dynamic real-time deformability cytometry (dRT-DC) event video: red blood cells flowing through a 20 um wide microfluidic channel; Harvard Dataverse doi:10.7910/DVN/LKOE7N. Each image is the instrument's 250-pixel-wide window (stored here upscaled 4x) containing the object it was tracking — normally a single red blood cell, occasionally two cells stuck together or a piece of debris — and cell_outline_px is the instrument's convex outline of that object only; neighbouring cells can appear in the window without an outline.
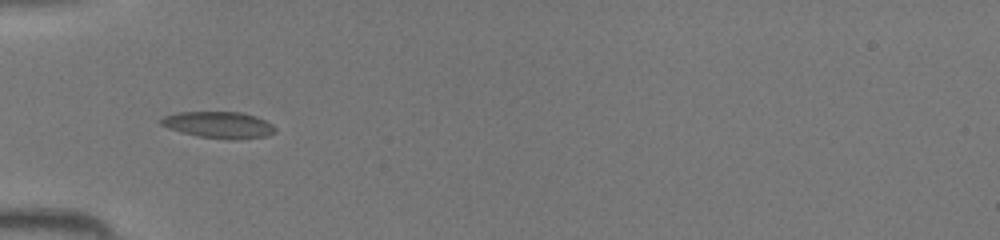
{"species": "common noctule bat (a hibernating species)", "species_latin": "Nyctalus noctula", "temperature_condition": "room temperature", "stored_images_in_passage": 15, "camera_frame_rate_fps": 3000, "um_per_image_px": 0.085, "animal": {"sex": "female", "body_mass_g": 19.5, "forearm_length_mm": 54.1}, "frame": {"image": 1, "passage_image": 3, "time_ms": 0.667, "image_size_px": [1000, 240], "cell_outline_px": [[276, 132], [268, 136], [236, 140], [200, 136], [180, 132], [168, 128], [160, 124], [160, 120], [164, 116], [176, 112], [240, 112], [256, 116], [272, 124], [276, 128]], "centroid_in_image_um": [18.62, 10.61], "position_along_channel_um": 66.4, "area_um2": 17.69}}
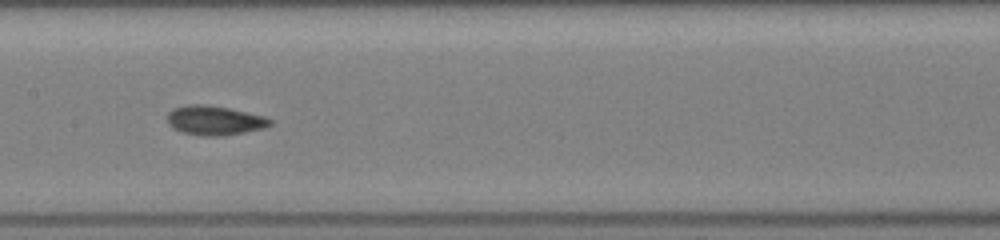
{"frame": {"image": 2, "passage_image": 11, "time_ms": 3.333, "image_size_px": [1000, 240], "cell_outline_px": [[272, 124], [264, 128], [224, 136], [200, 136], [180, 132], [172, 128], [168, 124], [168, 112], [172, 108], [188, 104], [204, 104], [228, 108], [264, 116], [272, 120]], "centroid_in_image_um": [18.2, 10.24], "position_along_channel_um": 189.2, "area_um2": 17.74}}